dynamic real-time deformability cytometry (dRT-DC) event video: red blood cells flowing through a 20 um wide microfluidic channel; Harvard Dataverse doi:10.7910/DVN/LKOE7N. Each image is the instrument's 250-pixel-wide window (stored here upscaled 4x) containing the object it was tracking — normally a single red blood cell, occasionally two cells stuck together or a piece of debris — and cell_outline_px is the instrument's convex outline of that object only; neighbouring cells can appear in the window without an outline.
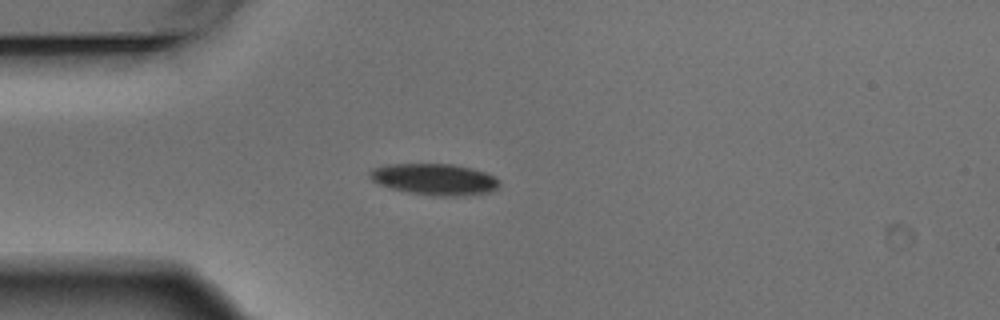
{"species": "Egyptian fruit bat (a non-hibernating species)", "species_latin": "Rousettus aegyptiacus", "temperature_condition": "warm", "stored_images_in_passage": 2, "camera_frame_rate_fps": 3000, "um_per_image_px": 0.085, "animal": {"sex": "male"}, "frame": {"image": 1, "passage_image": 2, "time_ms": 0.333, "image_size_px": [1000, 320], "cell_outline_px": [[496, 188], [488, 192], [460, 196], [432, 196], [408, 192], [392, 188], [380, 184], [372, 180], [368, 176], [368, 172], [372, 168], [384, 164], [452, 164], [472, 168], [484, 172], [492, 176], [496, 180]], "centroid_in_image_um": [36.85, 15.23], "position_along_channel_um": 48.2, "area_um2": 23.47}}